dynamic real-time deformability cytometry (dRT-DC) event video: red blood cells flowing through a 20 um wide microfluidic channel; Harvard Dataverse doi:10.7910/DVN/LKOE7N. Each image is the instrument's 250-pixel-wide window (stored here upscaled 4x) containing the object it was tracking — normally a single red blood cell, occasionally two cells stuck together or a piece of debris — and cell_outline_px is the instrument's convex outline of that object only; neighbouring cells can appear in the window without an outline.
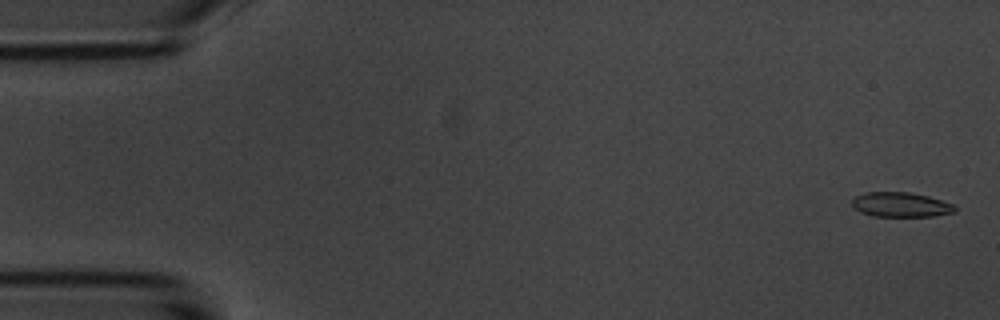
{"species": "common noctule bat (a hibernating species)", "species_latin": "Nyctalus noctula", "temperature_condition": "room temperature", "stored_images_in_passage": 55, "camera_frame_rate_fps": 3000, "um_per_image_px": 0.085, "animal": {"sex": "male", "body_mass_g": 20.1, "forearm_length_mm": 53.5}, "frame": {"image": 1, "passage_image": 2, "time_ms": 0.333, "image_size_px": [1000, 320], "cell_outline_px": [[956, 212], [932, 216], [872, 216], [860, 212], [852, 204], [852, 200], [856, 196], [864, 192], [908, 192], [928, 196], [956, 204]], "centroid_in_image_um": [76.6, 17.39], "position_along_channel_um": 8.4, "area_um2": 14.85}}
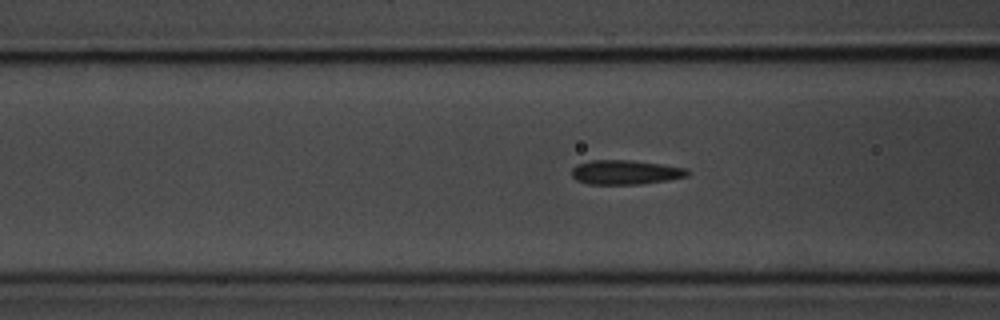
{"frame": {"image": 2, "passage_image": 21, "time_ms": 6.667, "image_size_px": [1000, 320], "cell_outline_px": [[688, 176], [640, 184], [588, 184], [576, 180], [572, 176], [572, 168], [576, 164], [592, 160], [628, 160], [660, 164], [684, 168], [688, 172]], "centroid_in_image_um": [53.08, 14.64], "position_along_channel_um": 113.5, "area_um2": 16.18}}
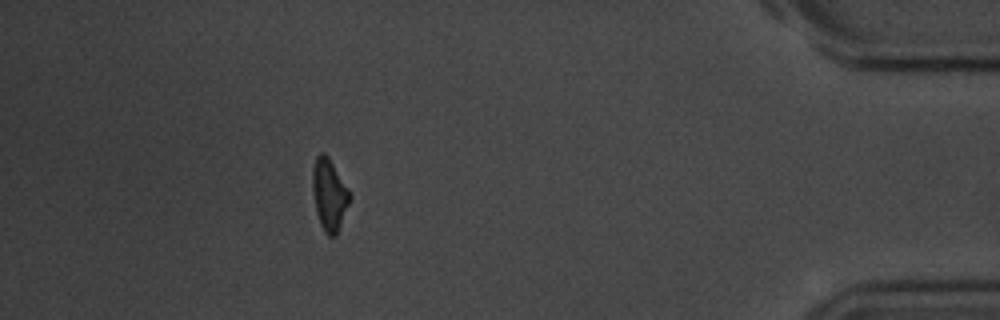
{"frame": {"image": 3, "passage_image": 49, "time_ms": 16.0, "image_size_px": [1000, 320], "cell_outline_px": [[352, 196], [336, 236], [328, 236], [324, 232], [320, 224], [316, 212], [312, 192], [312, 168], [316, 156], [320, 152], [324, 152], [328, 156]], "centroid_in_image_um": [27.97, 16.54], "position_along_channel_um": 407.2, "area_um2": 15.61}}